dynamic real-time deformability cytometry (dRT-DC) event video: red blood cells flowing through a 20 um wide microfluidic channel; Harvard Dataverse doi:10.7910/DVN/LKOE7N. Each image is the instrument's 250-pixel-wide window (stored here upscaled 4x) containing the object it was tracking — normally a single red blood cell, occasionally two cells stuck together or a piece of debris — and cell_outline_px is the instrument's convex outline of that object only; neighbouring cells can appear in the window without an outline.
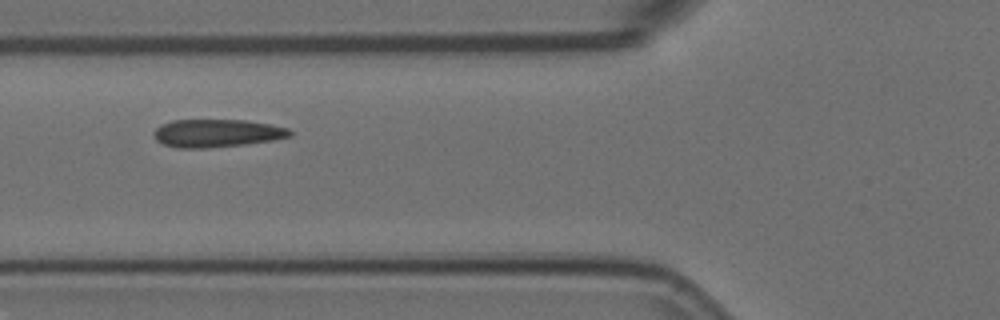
{"species": "Egyptian fruit bat (a non-hibernating species)", "species_latin": "Rousettus aegyptiacus", "temperature_condition": "room temperature", "stored_images_in_passage": 3, "camera_frame_rate_fps": 3000, "um_per_image_px": 0.085, "animal": {"sex": "female"}, "frame": {"image": 1, "passage_image": 3, "time_ms": 0.667, "image_size_px": [1000, 320], "cell_outline_px": [[292, 136], [272, 140], [244, 144], [208, 148], [176, 148], [164, 144], [156, 140], [152, 132], [160, 124], [172, 120], [248, 120], [288, 128], [292, 132]], "centroid_in_image_um": [18.4, 11.32], "position_along_channel_um": 107.4, "area_um2": 22.2}}